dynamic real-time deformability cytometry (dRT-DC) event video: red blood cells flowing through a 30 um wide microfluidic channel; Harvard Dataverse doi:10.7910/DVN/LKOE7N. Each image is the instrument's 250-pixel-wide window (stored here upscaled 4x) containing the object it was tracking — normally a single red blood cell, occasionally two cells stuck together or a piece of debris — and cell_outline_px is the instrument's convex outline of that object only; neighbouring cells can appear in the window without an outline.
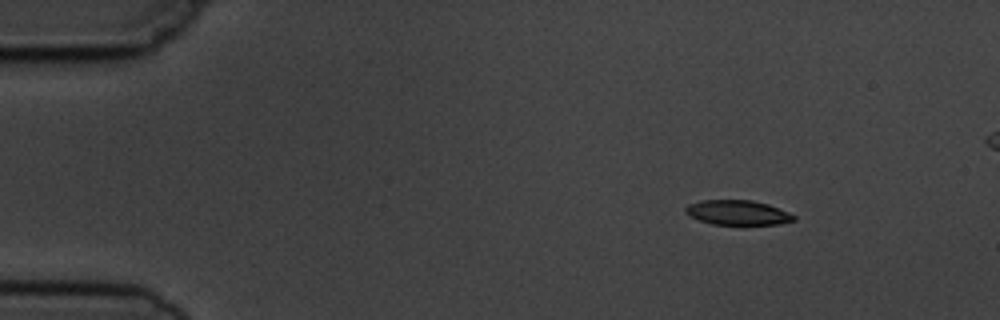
{"species": "common noctule bat (a hibernating species)", "species_latin": "Nyctalus noctula", "temperature_condition": "cold", "stored_images_in_passage": 5, "segment_of_instrument_passage": [1, 2], "camera_frame_rate_fps": 3000, "um_per_image_px": 0.085, "animal": {"sex": "male", "body_mass_g": 19.5, "forearm_length_mm": 54.6}, "frame": {"image": 1, "passage_image": 2, "time_ms": 1.333, "image_size_px": [1000, 320], "cell_outline_px": [[796, 220], [776, 224], [712, 224], [700, 220], [684, 212], [684, 208], [688, 204], [700, 200], [752, 200], [768, 204], [788, 212], [796, 216]], "centroid_in_image_um": [62.69, 18.06], "position_along_channel_um": 22.3, "area_um2": 15.49}}